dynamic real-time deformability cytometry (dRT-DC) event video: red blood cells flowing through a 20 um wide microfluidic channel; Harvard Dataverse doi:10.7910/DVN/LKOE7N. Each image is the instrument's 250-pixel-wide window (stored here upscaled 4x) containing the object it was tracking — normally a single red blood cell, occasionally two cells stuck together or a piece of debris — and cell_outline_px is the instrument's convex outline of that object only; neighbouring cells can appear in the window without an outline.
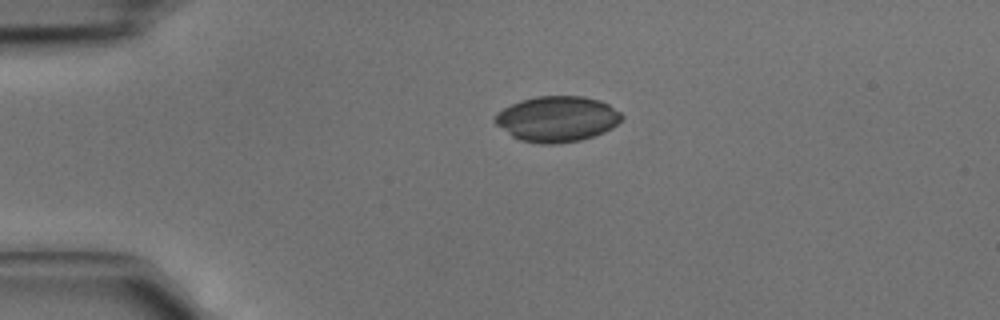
{"species": "common noctule bat (a hibernating species)", "species_latin": "Nyctalus noctula", "temperature_condition": "cold", "stored_images_in_passage": 3, "camera_frame_rate_fps": 3000, "um_per_image_px": 0.085, "animal": {"sex": "male", "body_mass_g": 15.6}, "frame": {"image": 1, "passage_image": 1, "time_ms": 0.0, "image_size_px": [1000, 320], "cell_outline_px": [[624, 116], [612, 128], [604, 132], [580, 140], [556, 144], [540, 144], [520, 140], [512, 136], [496, 124], [492, 120], [496, 112], [520, 100], [536, 96], [584, 96], [600, 100], [608, 104], [620, 112]], "centroid_in_image_um": [47.33, 10.1], "position_along_channel_um": 37.7, "area_um2": 33.76}}